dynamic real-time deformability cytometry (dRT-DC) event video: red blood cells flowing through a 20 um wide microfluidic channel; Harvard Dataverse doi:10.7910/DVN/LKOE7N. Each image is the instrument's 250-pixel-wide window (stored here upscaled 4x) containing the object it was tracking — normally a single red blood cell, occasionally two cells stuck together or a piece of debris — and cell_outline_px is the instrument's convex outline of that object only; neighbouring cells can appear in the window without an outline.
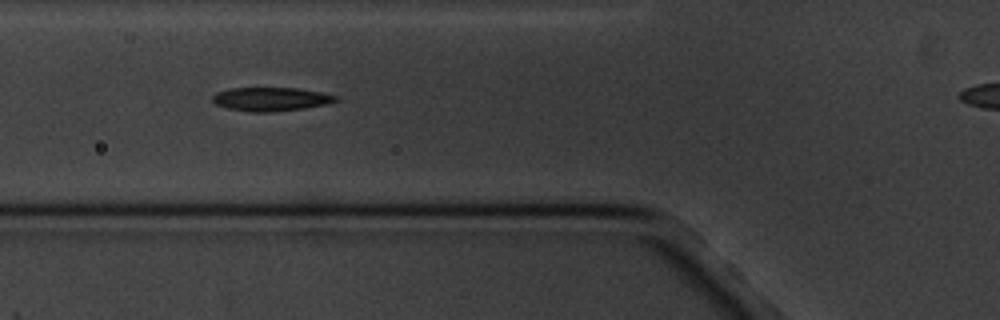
{"species": "common noctule bat (a hibernating species)", "species_latin": "Nyctalus noctula", "temperature_condition": "cold", "stored_images_in_passage": 5, "camera_frame_rate_fps": 3000, "um_per_image_px": 0.085, "animal": {"sex": "male", "body_mass_g": 20.1, "forearm_length_mm": 53.5}, "frame": {"image": 1, "passage_image": 4, "time_ms": 3.667, "image_size_px": [1000, 320], "cell_outline_px": [[336, 100], [324, 104], [304, 108], [272, 112], [248, 112], [228, 108], [216, 104], [212, 100], [212, 96], [216, 92], [228, 88], [296, 88], [320, 92], [336, 96]], "centroid_in_image_um": [22.94, 8.42], "position_along_channel_um": 102.9, "area_um2": 16.82}}
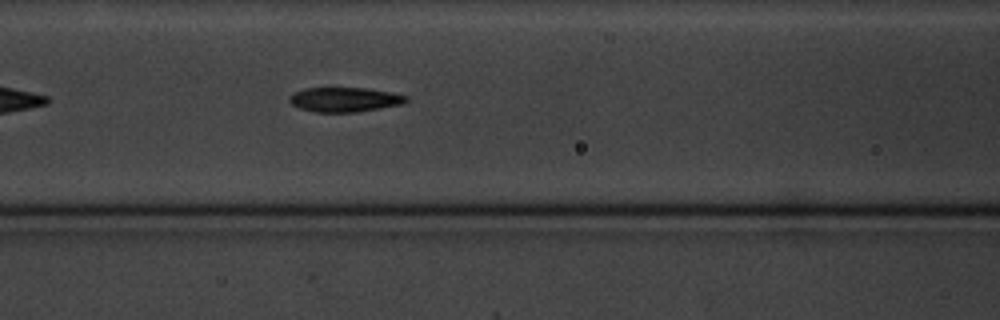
{"frame": {"image": 2, "passage_image": 5, "time_ms": 4.667, "image_size_px": [1000, 320], "cell_outline_px": [[408, 100], [404, 104], [356, 112], [316, 112], [300, 108], [292, 104], [288, 100], [288, 96], [292, 92], [304, 88], [368, 88], [392, 92], [408, 96]], "centroid_in_image_um": [29.29, 8.45], "position_along_channel_um": 137.3, "area_um2": 16.88}}